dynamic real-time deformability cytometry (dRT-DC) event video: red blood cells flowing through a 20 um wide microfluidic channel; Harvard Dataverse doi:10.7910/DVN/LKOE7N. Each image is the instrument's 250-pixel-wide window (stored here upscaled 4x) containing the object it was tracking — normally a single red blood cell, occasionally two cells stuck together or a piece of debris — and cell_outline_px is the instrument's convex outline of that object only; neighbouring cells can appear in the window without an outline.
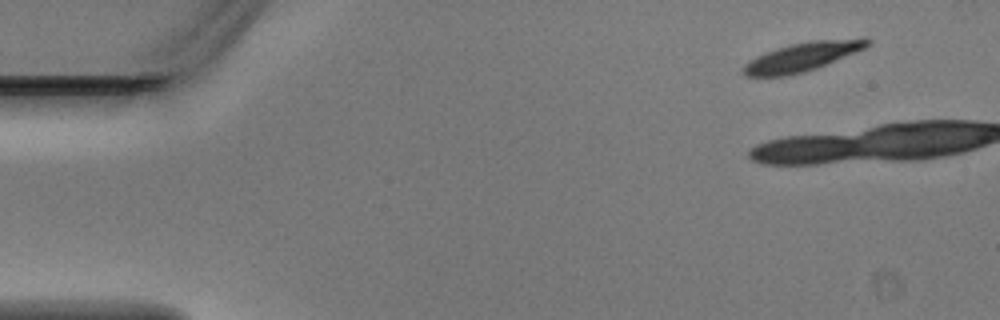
{"species": "Egyptian fruit bat (a non-hibernating species)", "species_latin": "Rousettus aegyptiacus", "temperature_condition": "warm", "stored_images_in_passage": 4, "camera_frame_rate_fps": 3000, "um_per_image_px": 0.085, "animal": {"sex": "male"}, "frame": {"image": 1, "passage_image": 1, "time_ms": 0.0, "image_size_px": [1000, 320], "cell_outline_px": [[872, 44], [864, 48], [816, 68], [804, 72], [784, 76], [744, 76], [740, 72], [740, 68], [748, 60], [764, 52], [776, 48], [792, 44], [812, 40], [864, 36], [872, 40]], "centroid_in_image_um": [68.2, 4.8], "position_along_channel_um": 16.8, "area_um2": 21.27}}